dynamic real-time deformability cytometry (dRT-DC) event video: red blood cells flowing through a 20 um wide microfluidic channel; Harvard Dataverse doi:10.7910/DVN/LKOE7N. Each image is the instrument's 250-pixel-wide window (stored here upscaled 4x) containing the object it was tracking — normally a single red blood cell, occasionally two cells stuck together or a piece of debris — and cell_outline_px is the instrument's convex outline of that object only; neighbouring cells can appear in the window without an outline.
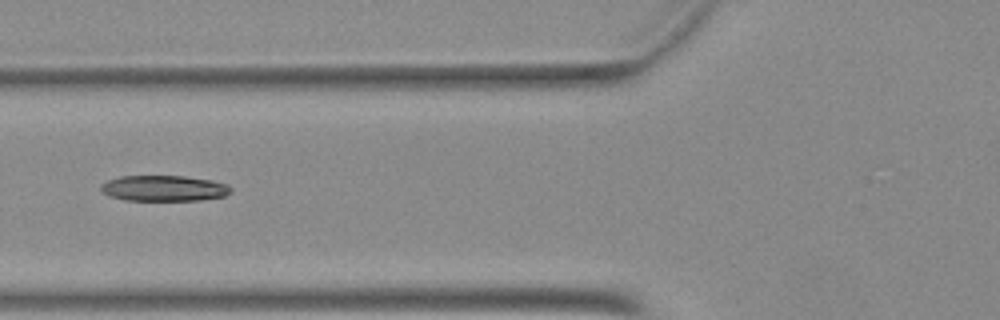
{"species": "Egyptian fruit bat (a non-hibernating species)", "species_latin": "Rousettus aegyptiacus", "temperature_condition": "warm", "stored_images_in_passage": 35, "camera_frame_rate_fps": 3000, "um_per_image_px": 0.085, "animal": {"sex": "female"}, "frame": {"image": 1, "passage_image": 20, "time_ms": 6.333, "image_size_px": [1000, 320], "cell_outline_px": [[232, 192], [224, 196], [200, 200], [124, 200], [108, 196], [100, 188], [100, 184], [108, 180], [120, 176], [184, 176], [212, 180], [228, 184], [232, 188]], "centroid_in_image_um": [13.94, 16.0], "position_along_channel_um": 111.9, "area_um2": 19.59}}
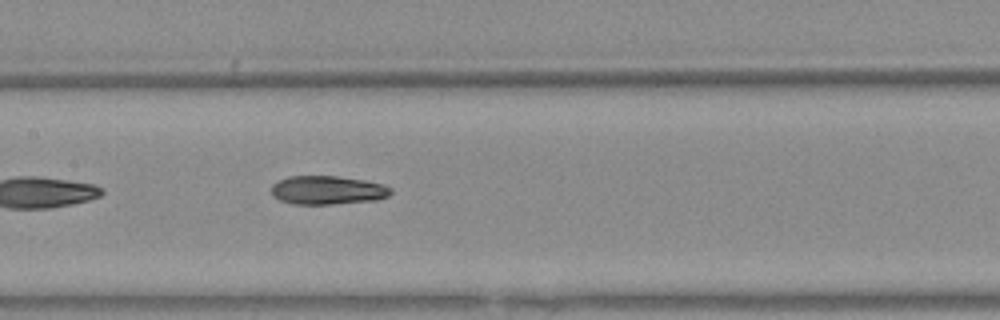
{"frame": {"image": 2, "passage_image": 25, "time_ms": 8.0, "image_size_px": [1000, 320], "cell_outline_px": [[392, 192], [388, 196], [376, 200], [332, 204], [292, 204], [280, 200], [272, 196], [272, 184], [288, 176], [336, 176], [364, 180], [384, 184], [392, 188]], "centroid_in_image_um": [27.85, 16.16], "position_along_channel_um": 179.6, "area_um2": 20.0}}